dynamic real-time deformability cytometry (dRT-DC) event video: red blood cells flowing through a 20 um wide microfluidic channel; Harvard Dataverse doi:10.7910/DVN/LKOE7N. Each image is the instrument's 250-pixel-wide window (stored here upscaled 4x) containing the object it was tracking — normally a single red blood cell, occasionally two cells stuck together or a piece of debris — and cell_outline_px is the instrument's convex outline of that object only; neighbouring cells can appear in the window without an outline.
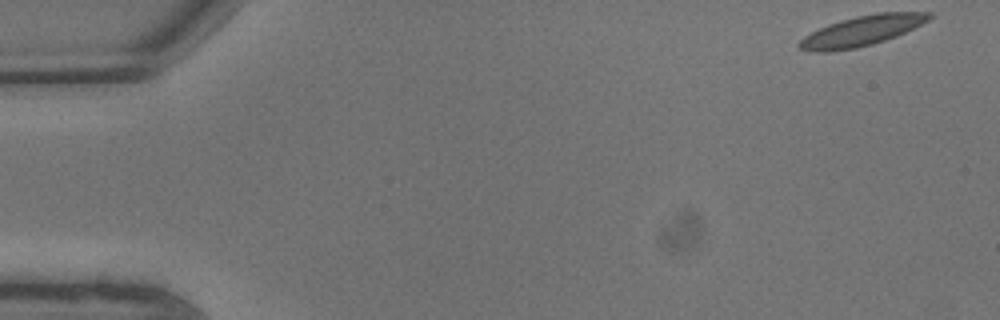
{"species": "common noctule bat (a hibernating species)", "species_latin": "Nyctalus noctula", "temperature_condition": "warm", "stored_images_in_passage": 6, "camera_frame_rate_fps": 3000, "um_per_image_px": 0.085, "animal": {"sex": "male", "body_mass_g": 13.3}, "frame": {"image": 1, "passage_image": 1, "time_ms": 0.0, "image_size_px": [1000, 320], "cell_outline_px": [[932, 16], [928, 20], [896, 36], [872, 44], [856, 48], [828, 52], [812, 52], [800, 48], [796, 44], [804, 36], [828, 24], [840, 20], [856, 16], [876, 12], [932, 12]], "centroid_in_image_um": [73.21, 2.62], "position_along_channel_um": 11.8, "area_um2": 22.66}}
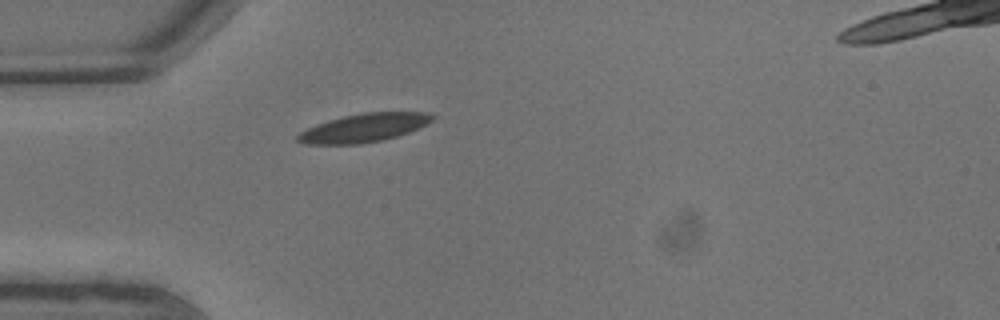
{"frame": {"image": 2, "passage_image": 6, "time_ms": 1.667, "image_size_px": [1000, 320], "cell_outline_px": [[436, 116], [432, 120], [408, 132], [384, 140], [360, 144], [304, 144], [296, 140], [296, 136], [300, 132], [316, 124], [328, 120], [360, 112], [428, 112]], "centroid_in_image_um": [30.9, 10.86], "position_along_channel_um": 54.1, "area_um2": 22.25}}